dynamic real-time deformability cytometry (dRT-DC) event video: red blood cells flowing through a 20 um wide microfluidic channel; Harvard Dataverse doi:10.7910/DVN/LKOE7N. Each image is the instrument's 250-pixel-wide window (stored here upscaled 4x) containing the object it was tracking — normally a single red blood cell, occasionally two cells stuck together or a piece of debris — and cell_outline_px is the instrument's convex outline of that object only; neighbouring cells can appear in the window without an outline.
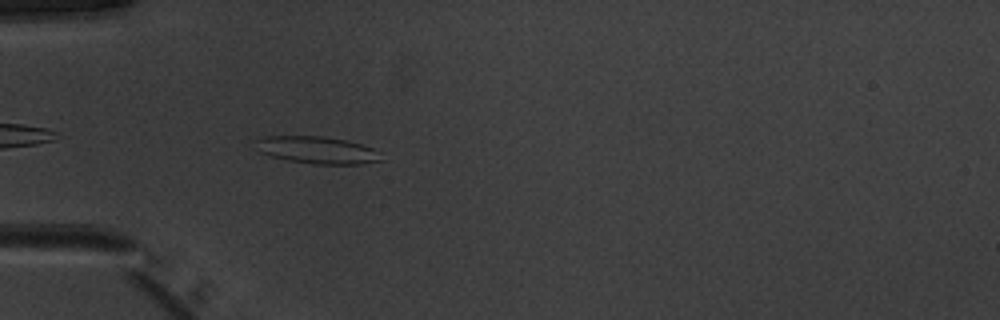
{"species": "common noctule bat (a hibernating species)", "species_latin": "Nyctalus noctula", "temperature_condition": "warm", "stored_images_in_passage": 38, "camera_frame_rate_fps": 3000, "um_per_image_px": 0.085, "animal": {"sex": "male", "body_mass_g": 20.1, "forearm_length_mm": 53.5}, "frame": {"image": 1, "passage_image": 3, "time_ms": 0.667, "image_size_px": [1000, 320], "cell_outline_px": [[384, 160], [360, 164], [312, 164], [288, 160], [272, 156], [260, 152], [256, 140], [268, 136], [324, 136], [348, 140], [372, 148], [380, 152]], "centroid_in_image_um": [27.03, 12.76], "position_along_channel_um": 58.0, "area_um2": 19.83}}
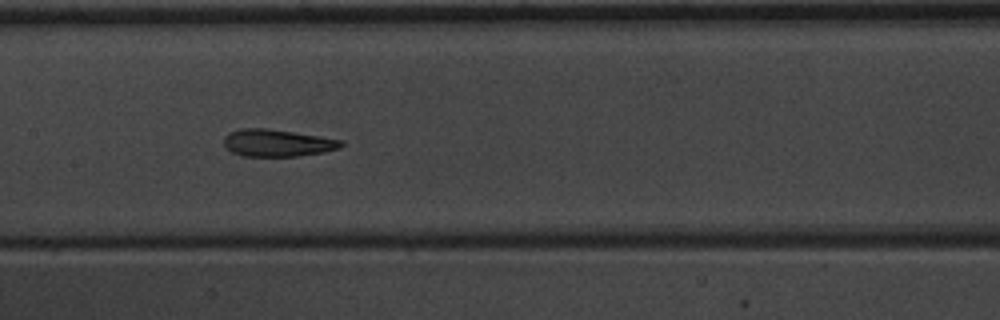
{"frame": {"image": 2, "passage_image": 13, "time_ms": 4.0, "image_size_px": [1000, 320], "cell_outline_px": [[344, 144], [340, 148], [324, 152], [300, 156], [240, 156], [232, 152], [224, 144], [224, 136], [228, 132], [240, 128], [268, 128], [320, 136], [340, 140]], "centroid_in_image_um": [23.55, 12.14], "position_along_channel_um": 183.9, "area_um2": 18.67}}
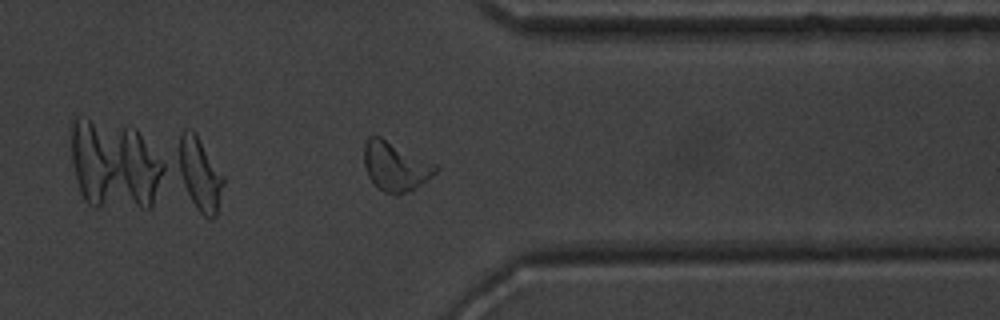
{"frame": {"image": 3, "passage_image": 28, "time_ms": 9.0, "image_size_px": [1000, 320], "cell_outline_px": [[440, 168], [436, 172], [420, 184], [408, 192], [396, 196], [384, 192], [368, 176], [364, 164], [364, 144], [368, 136], [380, 136], [436, 164]], "centroid_in_image_um": [33.59, 14.13], "position_along_channel_um": 377.8, "area_um2": 20.29}, "authors_computed_cell_mechanics": {"area_um2": 19.3919, "velocity_mm_per_s": 3.9575, "shape_relaxation_time_tau1_ms": 6.0598, "shape_relaxation_time_tau2_ms": 1.6784, "deformation_change_tau1": 0.1696, "deformation_change_tau2": 0.0887}}